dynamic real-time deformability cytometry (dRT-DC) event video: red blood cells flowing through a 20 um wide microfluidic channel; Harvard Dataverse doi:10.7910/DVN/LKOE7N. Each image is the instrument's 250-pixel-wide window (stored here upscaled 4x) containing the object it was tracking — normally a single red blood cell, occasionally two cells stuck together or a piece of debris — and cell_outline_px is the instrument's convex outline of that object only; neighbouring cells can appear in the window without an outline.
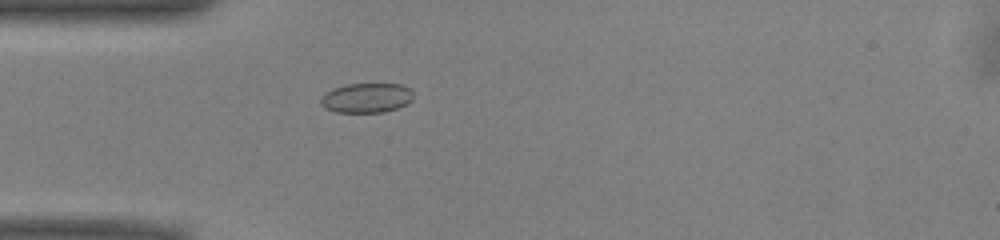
{"species": "common noctule bat (a hibernating species)", "species_latin": "Nyctalus noctula", "temperature_condition": "warm", "stored_images_in_passage": 38, "camera_frame_rate_fps": 3000, "um_per_image_px": 0.085, "animal": {"sex": "male", "body_mass_g": 13.0, "forearm_length_mm": 53.1}, "frame": {"image": 1, "passage_image": 1, "time_ms": 0.0, "image_size_px": [1000, 240], "cell_outline_px": [[412, 100], [408, 104], [384, 112], [336, 112], [324, 108], [320, 104], [320, 96], [332, 88], [344, 84], [400, 84], [408, 88], [412, 92]], "centroid_in_image_um": [31.11, 8.32], "position_along_channel_um": 53.9, "area_um2": 16.13}}
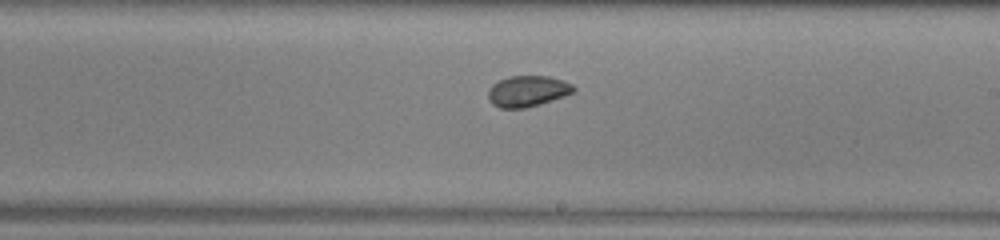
{"frame": {"image": 2, "passage_image": 16, "time_ms": 5.0, "image_size_px": [1000, 240], "cell_outline_px": [[576, 92], [540, 104], [524, 108], [500, 108], [492, 104], [488, 100], [488, 88], [492, 84], [508, 76], [548, 76], [564, 80], [572, 84], [576, 88]], "centroid_in_image_um": [44.85, 7.74], "position_along_channel_um": 244.2, "area_um2": 15.61}}
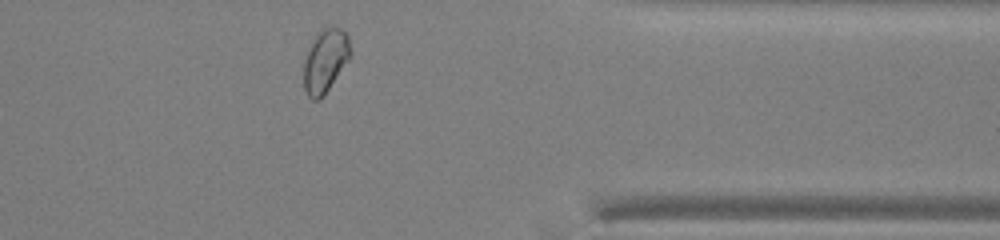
{"frame": {"image": 3, "passage_image": 28, "time_ms": 9.0, "image_size_px": [1000, 240], "cell_outline_px": [[352, 52], [348, 60], [320, 100], [312, 100], [308, 96], [304, 88], [304, 60], [308, 44], [316, 32], [332, 24], [344, 28], [348, 36]], "centroid_in_image_um": [27.64, 5.08], "position_along_channel_um": 383.8, "area_um2": 17.69}, "authors_computed_cell_mechanics": {"area_um2": 15.9239, "velocity_mm_per_s": 3.9127, "shape_relaxation_time_tau1_ms": 4.9428, "shape_relaxation_time_tau2_ms": 2.9105, "deformation_change_tau1": 0.0559, "deformation_change_tau2": 0.0558}}